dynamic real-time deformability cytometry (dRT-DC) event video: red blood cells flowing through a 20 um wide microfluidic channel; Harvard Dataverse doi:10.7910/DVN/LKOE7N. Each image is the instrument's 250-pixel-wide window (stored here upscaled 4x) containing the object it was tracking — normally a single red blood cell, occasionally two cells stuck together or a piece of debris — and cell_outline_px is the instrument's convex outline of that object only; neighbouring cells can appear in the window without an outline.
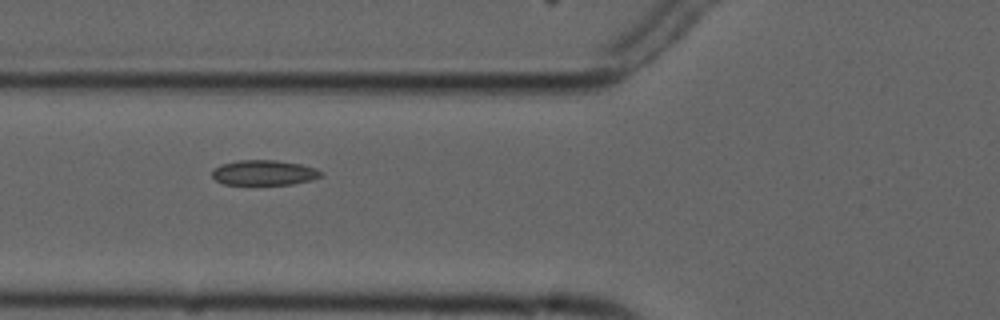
{"species": "common noctule bat (a hibernating species)", "species_latin": "Nyctalus noctula", "temperature_condition": "cold", "stored_images_in_passage": 7, "camera_frame_rate_fps": 3000, "um_per_image_px": 0.085, "animal": {"sex": "male", "forearm_length_mm": 52.5}, "frame": {"image": 1, "passage_image": 6, "time_ms": 5.667, "image_size_px": [1000, 320], "cell_outline_px": [[324, 176], [312, 180], [292, 184], [224, 184], [216, 180], [212, 176], [212, 168], [220, 164], [240, 160], [276, 160], [300, 164], [316, 168], [324, 172]], "centroid_in_image_um": [22.47, 14.67], "position_along_channel_um": 103.3, "area_um2": 16.07}}
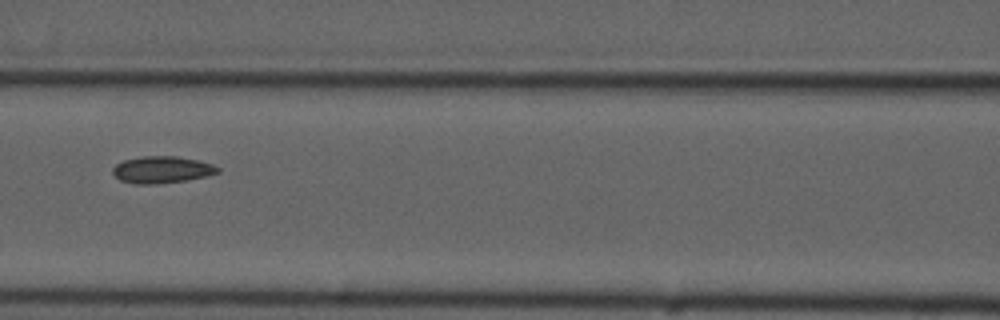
{"frame": {"image": 2, "passage_image": 7, "time_ms": 7.0, "image_size_px": [1000, 320], "cell_outline_px": [[220, 172], [204, 176], [184, 180], [152, 184], [136, 184], [120, 180], [112, 172], [112, 168], [116, 164], [124, 160], [144, 156], [176, 156], [196, 160], [212, 164], [220, 168]], "centroid_in_image_um": [13.74, 14.42], "position_along_channel_um": 152.9, "area_um2": 16.18}}